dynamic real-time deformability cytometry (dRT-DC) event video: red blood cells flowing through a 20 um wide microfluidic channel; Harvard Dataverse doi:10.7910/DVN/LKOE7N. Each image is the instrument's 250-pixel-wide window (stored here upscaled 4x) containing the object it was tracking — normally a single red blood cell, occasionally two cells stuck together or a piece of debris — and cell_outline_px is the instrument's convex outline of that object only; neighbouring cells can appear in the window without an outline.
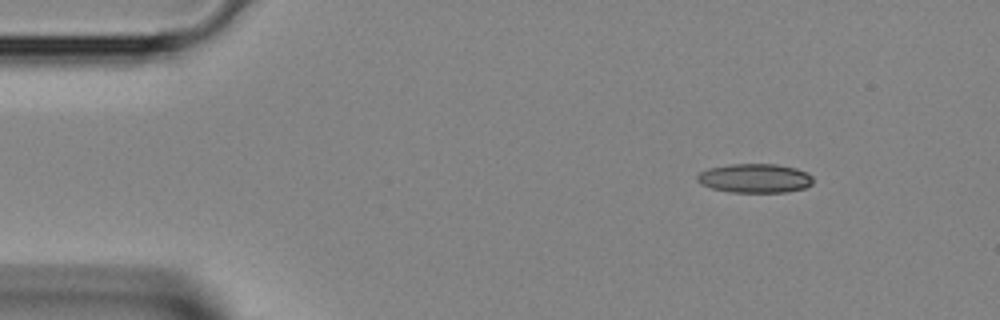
{"species": "Egyptian fruit bat (a non-hibernating species)", "species_latin": "Rousettus aegyptiacus", "temperature_condition": "room temperature", "stored_images_in_passage": 2, "camera_frame_rate_fps": 3000, "um_per_image_px": 0.085, "animal": {"sex": "female"}, "frame": {"image": 1, "passage_image": 1, "time_ms": 0.0, "image_size_px": [1000, 320], "cell_outline_px": [[812, 184], [804, 188], [788, 192], [728, 192], [712, 188], [700, 184], [696, 180], [696, 176], [700, 172], [708, 168], [732, 164], [776, 164], [796, 168], [812, 176]], "centroid_in_image_um": [64.13, 15.15], "position_along_channel_um": 20.9, "area_um2": 19.65}}
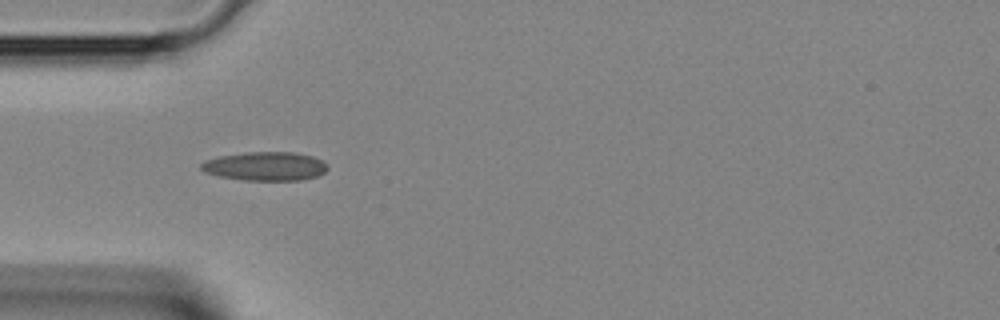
{"frame": {"image": 2, "passage_image": 2, "time_ms": 0.333, "image_size_px": [1000, 320], "cell_outline_px": [[328, 168], [324, 172], [316, 176], [300, 180], [244, 180], [216, 176], [204, 172], [200, 168], [200, 164], [204, 160], [220, 156], [244, 152], [296, 152], [312, 156], [324, 160], [328, 164]], "centroid_in_image_um": [22.54, 14.12], "position_along_channel_um": 62.5, "area_um2": 21.44}}